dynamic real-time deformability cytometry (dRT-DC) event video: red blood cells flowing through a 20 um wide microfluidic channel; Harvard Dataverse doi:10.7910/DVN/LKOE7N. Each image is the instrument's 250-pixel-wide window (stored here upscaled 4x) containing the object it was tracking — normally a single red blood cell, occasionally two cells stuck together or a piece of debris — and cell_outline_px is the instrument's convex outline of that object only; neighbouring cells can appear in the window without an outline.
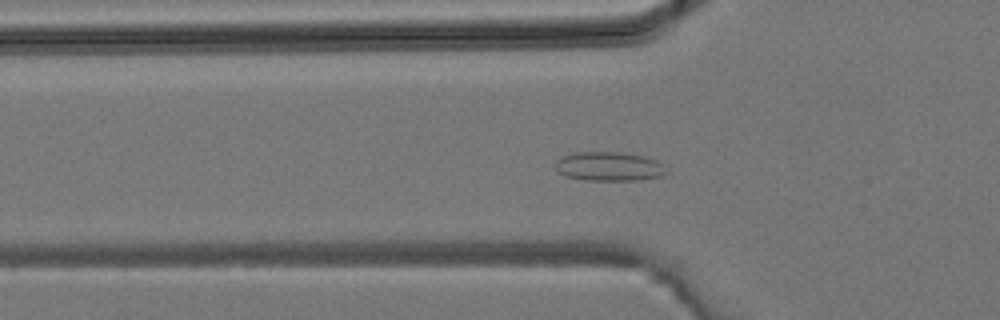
{"species": "common noctule bat (a hibernating species)", "species_latin": "Nyctalus noctula", "temperature_condition": "room temperature", "stored_images_in_passage": 28, "camera_frame_rate_fps": 3000, "um_per_image_px": 0.085, "animal": {"sex": "male", "body_mass_g": 19.2, "forearm_length_mm": 51.8}, "frame": {"image": 1, "passage_image": 13, "time_ms": 4.0, "image_size_px": [1000, 320], "cell_outline_px": [[668, 172], [664, 176], [636, 180], [588, 180], [568, 176], [556, 172], [556, 160], [564, 156], [576, 152], [620, 152], [644, 156], [656, 160]], "centroid_in_image_um": [51.77, 14.14], "position_along_channel_um": 74.0, "area_um2": 18.67}}
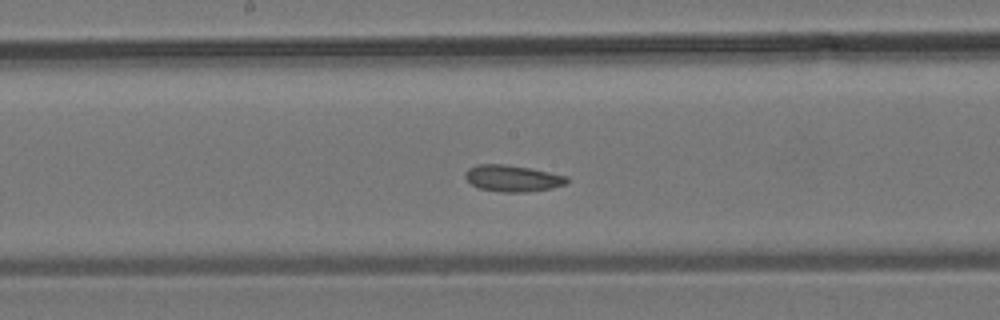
{"frame": {"image": 2, "passage_image": 21, "time_ms": 6.667, "image_size_px": [1000, 320], "cell_outline_px": [[568, 184], [552, 188], [524, 192], [504, 192], [480, 188], [472, 184], [464, 176], [464, 172], [468, 168], [476, 164], [504, 164], [532, 168], [568, 176]], "centroid_in_image_um": [43.59, 15.14], "position_along_channel_um": 204.6, "area_um2": 15.78}}
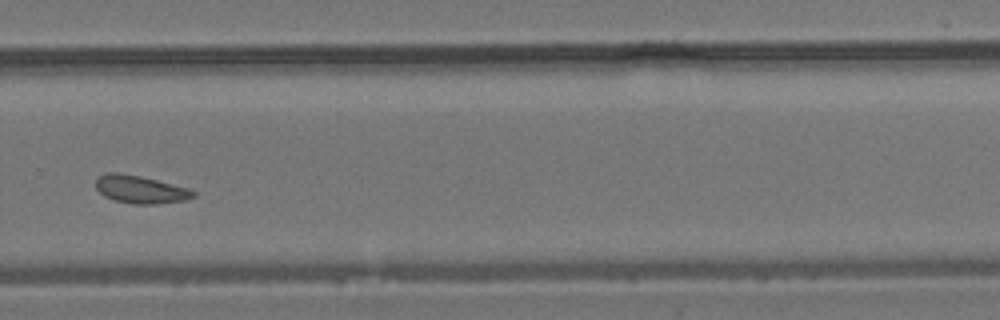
{"frame": {"image": 3, "passage_image": 28, "time_ms": 9.0, "image_size_px": [1000, 320], "cell_outline_px": [[196, 196], [188, 200], [156, 204], [132, 204], [116, 200], [104, 196], [96, 188], [96, 176], [108, 172], [120, 172], [140, 176], [188, 188], [196, 192]], "centroid_in_image_um": [11.93, 16.1], "position_along_channel_um": 317.9, "area_um2": 15.9}}